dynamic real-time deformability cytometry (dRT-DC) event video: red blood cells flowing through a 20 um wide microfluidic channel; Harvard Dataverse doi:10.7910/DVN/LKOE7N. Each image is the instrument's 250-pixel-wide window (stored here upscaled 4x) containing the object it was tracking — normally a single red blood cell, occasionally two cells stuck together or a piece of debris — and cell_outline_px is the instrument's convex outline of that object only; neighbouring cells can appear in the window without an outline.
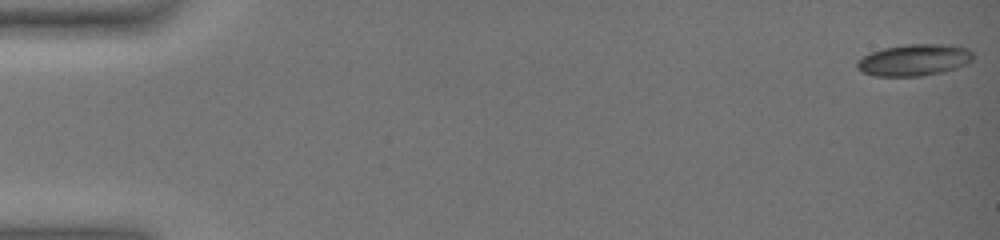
{"species": "common noctule bat (a hibernating species)", "species_latin": "Nyctalus noctula", "temperature_condition": "warm", "stored_images_in_passage": 37, "camera_frame_rate_fps": 3000, "um_per_image_px": 0.085, "animal": {"sex": "female", "body_mass_g": 19.0, "forearm_length_mm": 51.5}, "frame": {"image": 1, "passage_image": 1, "time_ms": 0.0, "image_size_px": [1000, 240], "cell_outline_px": [[976, 56], [968, 64], [944, 72], [920, 76], [876, 76], [860, 72], [856, 68], [856, 60], [872, 52], [884, 48], [908, 44], [948, 44], [968, 48]], "centroid_in_image_um": [77.73, 5.1], "position_along_channel_um": 7.3, "area_um2": 21.68}}
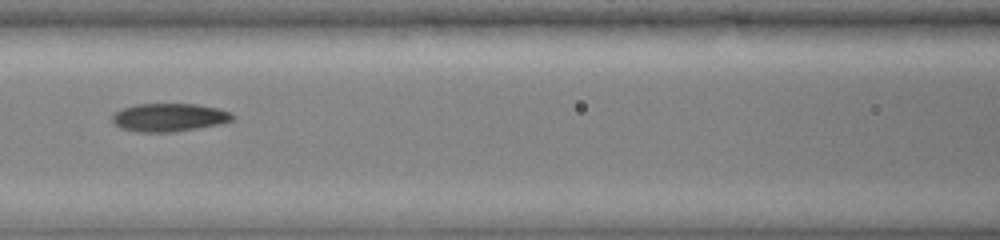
{"frame": {"image": 2, "passage_image": 17, "time_ms": 5.333, "image_size_px": [1000, 240], "cell_outline_px": [[236, 116], [232, 120], [220, 124], [176, 132], [136, 132], [120, 128], [112, 120], [112, 116], [120, 108], [136, 104], [196, 104], [220, 108], [232, 112]], "centroid_in_image_um": [14.4, 9.98], "position_along_channel_um": 152.2, "area_um2": 20.0}}
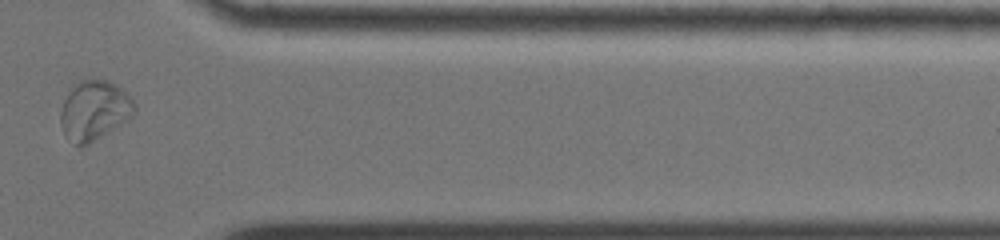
{"frame": {"image": 3, "passage_image": 32, "time_ms": 10.333, "image_size_px": [1000, 240], "cell_outline_px": [[136, 112], [132, 116], [120, 124], [88, 144], [76, 144], [64, 132], [60, 124], [60, 112], [64, 100], [68, 92], [80, 80], [108, 80], [116, 84], [128, 92], [136, 104]], "centroid_in_image_um": [8.05, 9.34], "position_along_channel_um": 403.4, "area_um2": 25.32}}